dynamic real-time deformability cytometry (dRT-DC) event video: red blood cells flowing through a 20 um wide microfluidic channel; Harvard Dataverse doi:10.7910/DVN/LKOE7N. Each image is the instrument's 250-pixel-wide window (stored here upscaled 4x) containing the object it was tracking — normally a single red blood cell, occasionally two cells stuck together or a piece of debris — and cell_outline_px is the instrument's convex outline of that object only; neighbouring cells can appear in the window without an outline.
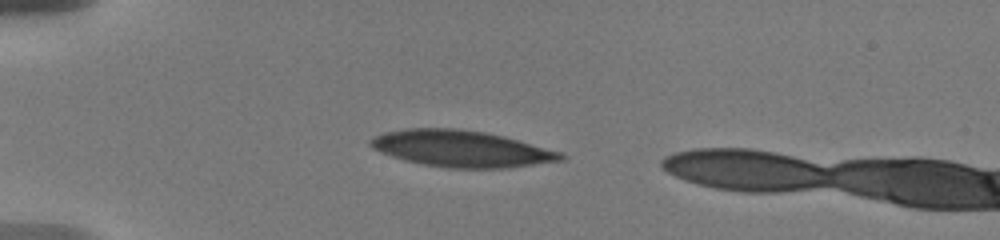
{"species": "human", "species_latin": "Homo sapiens", "temperature_condition": "warm", "stored_images_in_passage": 20, "camera_frame_rate_fps": 3000, "um_per_image_px": 0.085, "donor": {"sex": "male"}, "frame": {"image": 1, "passage_image": 13, "time_ms": 2.667, "image_size_px": [1000, 240], "cell_outline_px": [[568, 156], [564, 160], [504, 168], [448, 168], [424, 164], [404, 160], [392, 156], [372, 148], [368, 144], [368, 140], [384, 132], [408, 128], [452, 128], [484, 132], [504, 136], [564, 152]], "centroid_in_image_um": [39.24, 12.64], "position_along_channel_um": 45.8, "area_um2": 40.46}}